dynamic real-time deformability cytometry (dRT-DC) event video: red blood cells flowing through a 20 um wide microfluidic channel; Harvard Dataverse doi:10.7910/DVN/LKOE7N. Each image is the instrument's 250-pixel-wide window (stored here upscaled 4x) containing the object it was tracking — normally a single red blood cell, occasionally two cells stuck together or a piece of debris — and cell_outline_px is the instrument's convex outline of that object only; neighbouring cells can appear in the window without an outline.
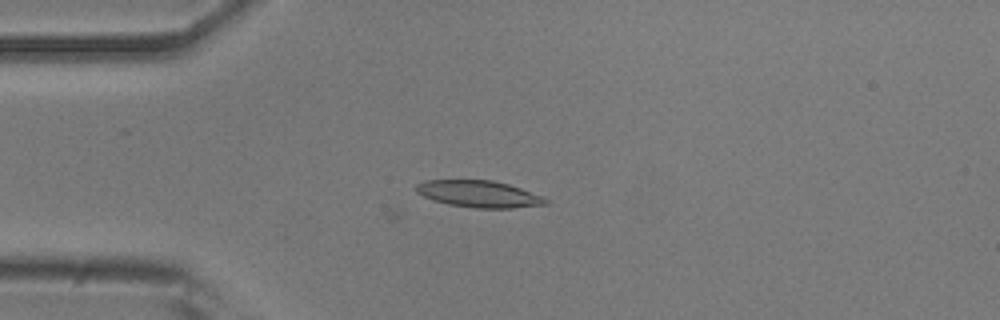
{"species": "common noctule bat (a hibernating species)", "species_latin": "Nyctalus noctula", "temperature_condition": "room temperature", "stored_images_in_passage": 5, "camera_frame_rate_fps": 3000, "um_per_image_px": 0.085, "animal": {"sex": "male", "body_mass_g": 20.5, "forearm_length_mm": 52.5}, "frame": {"image": 1, "passage_image": 5, "time_ms": 1.333, "image_size_px": [1000, 320], "cell_outline_px": [[548, 204], [512, 208], [476, 208], [448, 204], [432, 200], [416, 192], [416, 184], [424, 180], [492, 180], [508, 184], [544, 196], [548, 200]], "centroid_in_image_um": [40.71, 16.48], "position_along_channel_um": 44.3, "area_um2": 20.23}}